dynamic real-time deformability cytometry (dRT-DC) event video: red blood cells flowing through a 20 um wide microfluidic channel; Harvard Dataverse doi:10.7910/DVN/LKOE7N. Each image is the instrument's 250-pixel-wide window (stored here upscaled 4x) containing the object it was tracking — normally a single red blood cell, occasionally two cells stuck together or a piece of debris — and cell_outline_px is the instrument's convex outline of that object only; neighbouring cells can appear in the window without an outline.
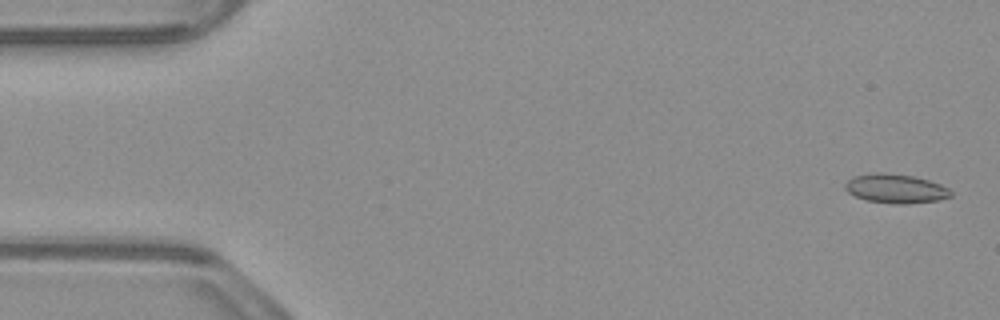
{"species": "common noctule bat (a hibernating species)", "species_latin": "Nyctalus noctula", "temperature_condition": "warm", "stored_images_in_passage": 51, "camera_frame_rate_fps": 3000, "um_per_image_px": 0.085, "animal": {"sex": "male", "body_mass_g": 23.1, "forearm_length_mm": 52.7}, "frame": {"image": 1, "passage_image": 2, "time_ms": 0.333, "image_size_px": [1000, 320], "cell_outline_px": [[952, 196], [940, 200], [908, 204], [892, 204], [868, 200], [856, 196], [848, 192], [844, 188], [844, 184], [852, 176], [872, 172], [880, 172], [912, 176], [928, 180], [940, 184], [948, 188], [952, 192]], "centroid_in_image_um": [76.12, 16.03], "position_along_channel_um": 8.9, "area_um2": 18.03}}
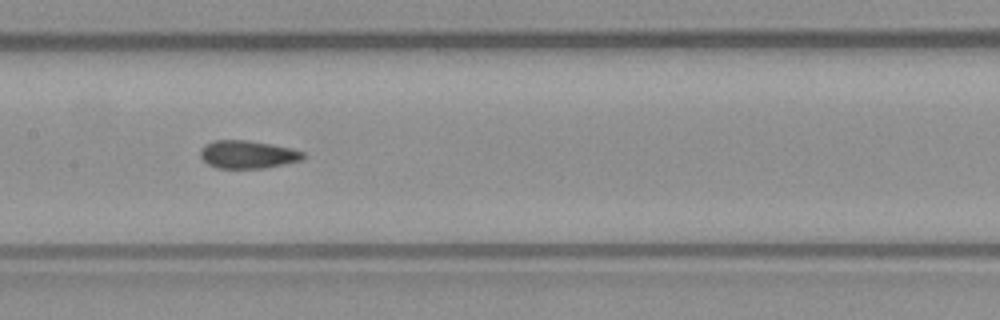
{"frame": {"image": 2, "passage_image": 26, "time_ms": 8.333, "image_size_px": [1000, 320], "cell_outline_px": [[308, 156], [300, 160], [284, 164], [264, 168], [220, 168], [208, 164], [200, 156], [200, 148], [204, 144], [212, 140], [248, 140], [272, 144], [292, 148], [304, 152]], "centroid_in_image_um": [21.06, 13.11], "position_along_channel_um": 186.3, "area_um2": 16.88}}
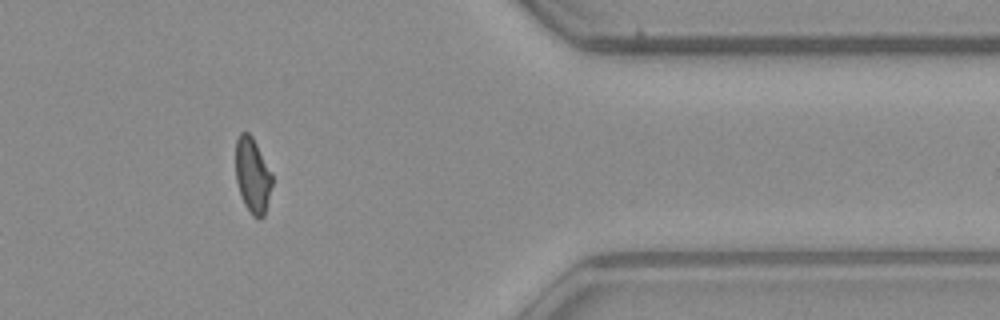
{"frame": {"image": 3, "passage_image": 44, "time_ms": 14.333, "image_size_px": [1000, 320], "cell_outline_px": [[272, 184], [264, 216], [260, 220], [252, 216], [244, 204], [236, 180], [236, 140], [240, 132], [248, 132], [252, 136], [272, 172]], "centroid_in_image_um": [21.47, 14.91], "position_along_channel_um": 389.9, "area_um2": 16.01}, "authors_computed_cell_mechanics": {"area_um2": 16.8776, "velocity_mm_per_s": 3.837, "shape_relaxation_time_tau1_ms": 7.1434, "shape_relaxation_time_tau2_ms": 1.6362, "deformation_change_tau1": 0.1697, "deformation_change_tau2": 0.0831}}